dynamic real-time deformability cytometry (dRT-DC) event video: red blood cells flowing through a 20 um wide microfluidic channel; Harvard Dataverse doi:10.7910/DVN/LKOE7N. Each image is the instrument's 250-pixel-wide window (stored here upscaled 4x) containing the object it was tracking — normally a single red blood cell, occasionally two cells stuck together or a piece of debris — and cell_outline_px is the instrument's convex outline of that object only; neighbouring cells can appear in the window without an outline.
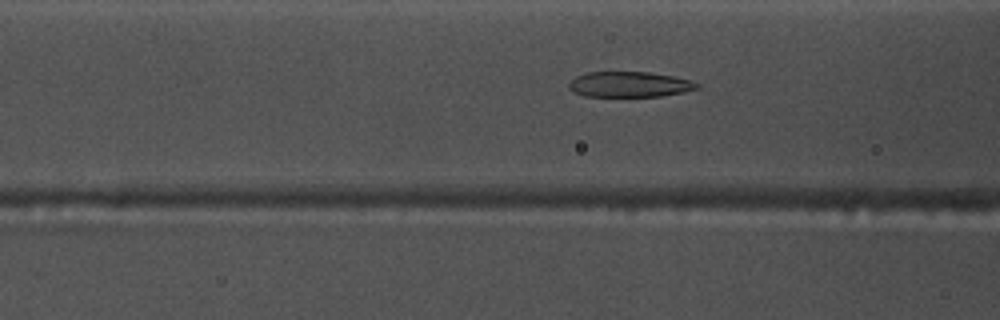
{"species": "common noctule bat (a hibernating species)", "species_latin": "Nyctalus noctula", "temperature_condition": "warm", "stored_images_in_passage": 51, "camera_frame_rate_fps": 3000, "um_per_image_px": 0.085, "animal": {"sex": "male", "body_mass_g": 17.5, "forearm_length_mm": 52.3}, "frame": {"image": 1, "passage_image": 17, "time_ms": 5.333, "image_size_px": [1000, 320], "cell_outline_px": [[700, 88], [684, 92], [660, 96], [584, 96], [572, 92], [568, 88], [568, 84], [576, 76], [588, 72], [648, 72], [672, 76], [692, 80], [700, 84]], "centroid_in_image_um": [53.51, 7.17], "position_along_channel_um": 113.1, "area_um2": 19.07}}
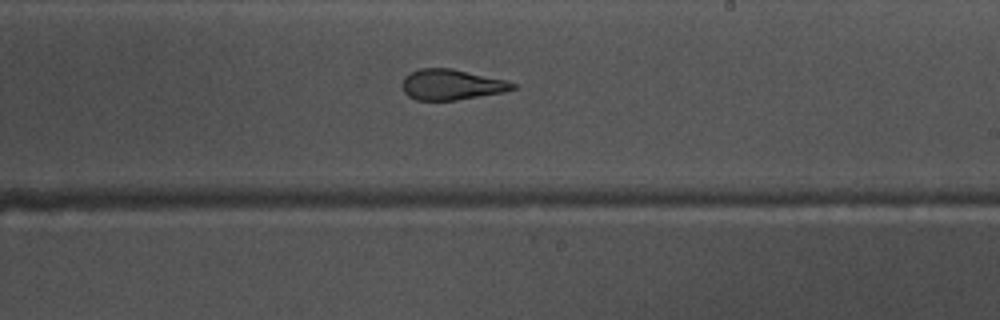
{"frame": {"image": 2, "passage_image": 28, "time_ms": 9.0, "image_size_px": [1000, 320], "cell_outline_px": [[516, 88], [504, 92], [456, 100], [416, 100], [408, 96], [404, 92], [400, 84], [404, 76], [420, 68], [452, 68], [504, 80], [516, 84]], "centroid_in_image_um": [38.33, 7.19], "position_along_channel_um": 250.7, "area_um2": 19.65}}
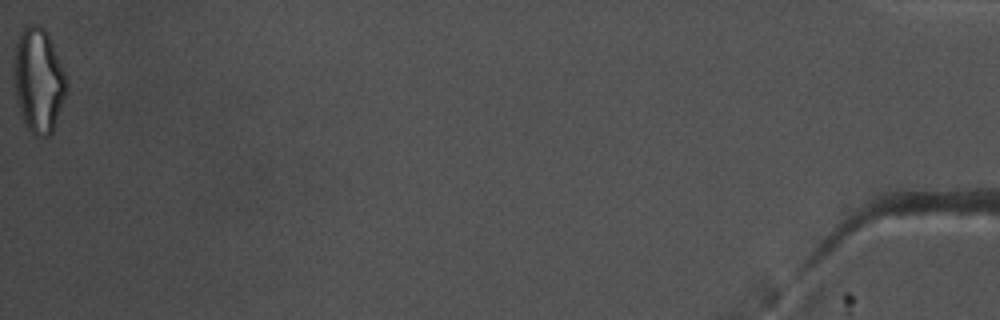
{"frame": {"image": 3, "passage_image": 51, "time_ms": 16.667, "image_size_px": [1000, 320], "cell_outline_px": [[68, 92], [52, 132], [48, 136], [32, 136], [24, 124], [16, 100], [12, 80], [12, 48], [20, 32], [28, 24], [40, 24], [48, 32], [68, 80]], "centroid_in_image_um": [3.24, 6.8], "position_along_channel_um": 432.0, "area_um2": 33.41}, "authors_computed_cell_mechanics": {"area_um2": 21.1548, "velocity_mm_per_s": 3.759, "shape_relaxation_time_tau1_ms": 7.7789, "shape_relaxation_time_tau2_ms": 2.1388, "deformation_change_tau1": 0.2585, "deformation_change_tau2": 0.1141}}